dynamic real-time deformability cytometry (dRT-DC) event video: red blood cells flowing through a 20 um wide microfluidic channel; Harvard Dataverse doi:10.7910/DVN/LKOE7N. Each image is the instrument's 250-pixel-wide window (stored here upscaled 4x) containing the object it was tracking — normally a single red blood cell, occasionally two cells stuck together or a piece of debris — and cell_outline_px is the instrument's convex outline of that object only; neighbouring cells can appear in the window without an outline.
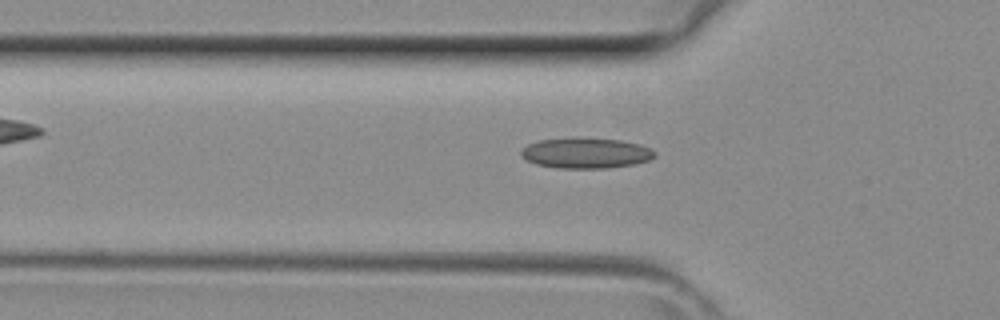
{"species": "common noctule bat (a hibernating species)", "species_latin": "Nyctalus noctula", "temperature_condition": "room temperature", "stored_images_in_passage": 28, "camera_frame_rate_fps": 3000, "um_per_image_px": 0.085, "animal": {"sex": "female", "body_mass_g": 29.2, "forearm_length_mm": 56.3}, "frame": {"image": 1, "passage_image": 5, "time_ms": 1.333, "image_size_px": [1000, 320], "cell_outline_px": [[656, 156], [648, 160], [632, 164], [604, 168], [560, 168], [536, 164], [520, 156], [520, 148], [528, 144], [540, 140], [572, 136], [620, 140], [640, 144], [656, 152]], "centroid_in_image_um": [49.75, 12.98], "position_along_channel_um": 76.1, "area_um2": 23.99}}
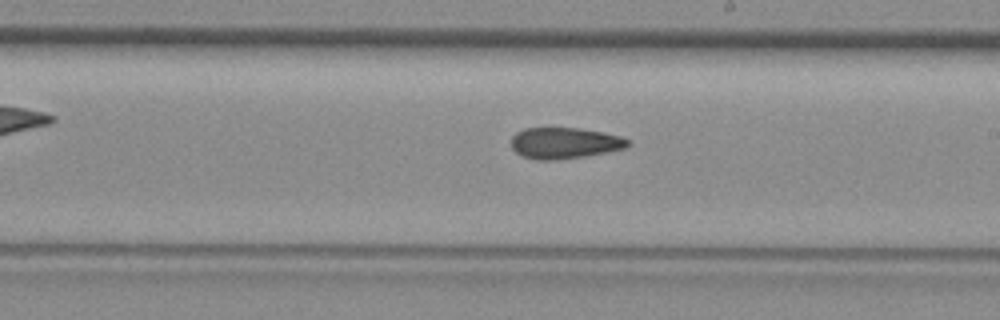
{"frame": {"image": 2, "passage_image": 15, "time_ms": 4.667, "image_size_px": [1000, 320], "cell_outline_px": [[628, 148], [584, 156], [552, 160], [536, 160], [520, 156], [512, 148], [512, 136], [516, 132], [524, 128], [580, 128], [604, 132], [620, 136], [628, 140]], "centroid_in_image_um": [47.96, 12.16], "position_along_channel_um": 241.0, "area_um2": 21.21}}
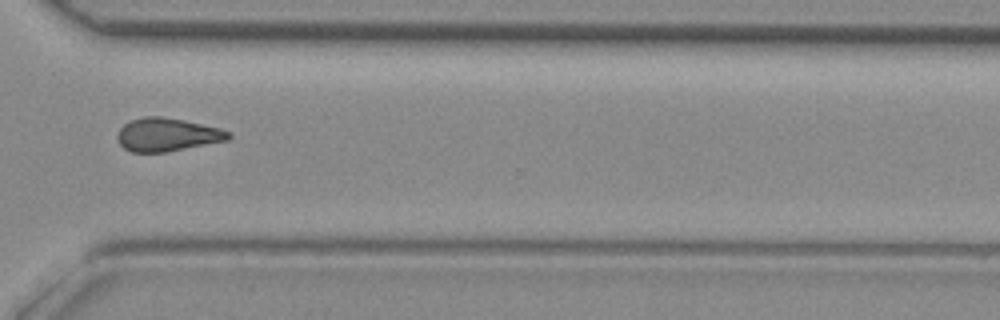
{"frame": {"image": 3, "passage_image": 22, "time_ms": 7.0, "image_size_px": [1000, 320], "cell_outline_px": [[232, 136], [228, 140], [164, 152], [132, 152], [124, 148], [120, 144], [116, 136], [120, 128], [124, 124], [132, 120], [144, 116], [164, 116], [184, 120], [220, 128], [232, 132]], "centroid_in_image_um": [14.22, 11.43], "position_along_channel_um": 356.4, "area_um2": 21.5}}